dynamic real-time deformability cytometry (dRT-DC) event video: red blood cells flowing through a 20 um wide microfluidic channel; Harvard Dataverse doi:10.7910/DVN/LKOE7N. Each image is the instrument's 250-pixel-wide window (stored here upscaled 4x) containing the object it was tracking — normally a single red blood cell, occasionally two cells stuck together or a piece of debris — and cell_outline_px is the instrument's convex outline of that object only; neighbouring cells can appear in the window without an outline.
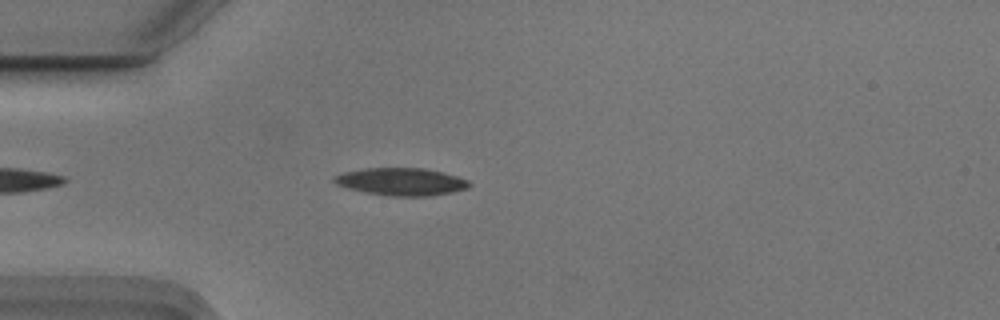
{"species": "Egyptian fruit bat (a non-hibernating species)", "species_latin": "Rousettus aegyptiacus", "temperature_condition": "cold", "stored_images_in_passage": 26, "camera_frame_rate_fps": 3000, "um_per_image_px": 0.085, "animal": {"sex": "male"}, "frame": {"image": 1, "passage_image": 5, "time_ms": 1.333, "image_size_px": [1000, 320], "cell_outline_px": [[472, 184], [468, 188], [452, 192], [428, 196], [392, 196], [364, 192], [348, 188], [336, 184], [332, 180], [332, 176], [344, 172], [364, 168], [424, 168], [444, 172], [468, 180]], "centroid_in_image_um": [34.1, 15.44], "position_along_channel_um": 50.9, "area_um2": 21.73}}
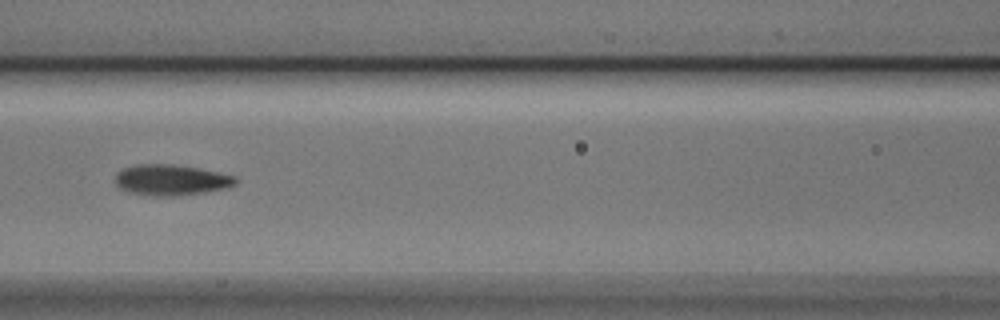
{"frame": {"image": 2, "passage_image": 14, "time_ms": 4.333, "image_size_px": [1000, 320], "cell_outline_px": [[236, 184], [224, 188], [204, 192], [172, 196], [152, 196], [128, 192], [120, 188], [116, 184], [116, 172], [124, 168], [136, 164], [172, 164], [200, 168], [220, 172], [236, 176]], "centroid_in_image_um": [14.53, 15.29], "position_along_channel_um": 152.1, "area_um2": 21.62}}
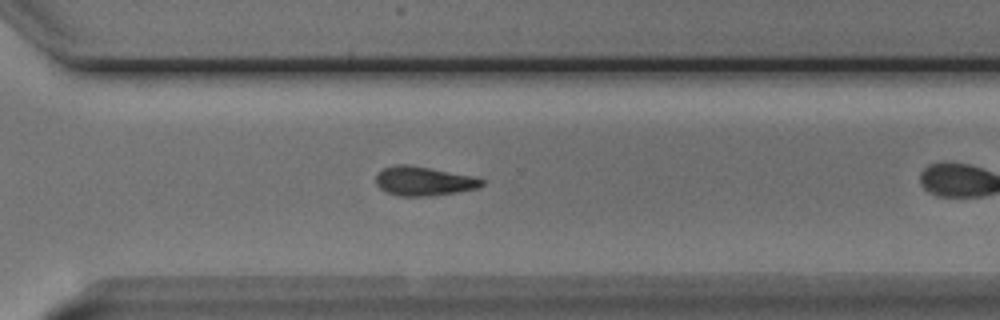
{"frame": {"image": 3, "passage_image": 25, "time_ms": 8.0, "image_size_px": [1000, 320], "cell_outline_px": [[484, 184], [476, 188], [456, 192], [428, 196], [400, 196], [384, 192], [376, 184], [376, 172], [384, 168], [396, 164], [404, 164], [428, 168], [472, 176], [484, 180]], "centroid_in_image_um": [35.95, 15.4], "position_along_channel_um": 334.7, "area_um2": 17.8}}